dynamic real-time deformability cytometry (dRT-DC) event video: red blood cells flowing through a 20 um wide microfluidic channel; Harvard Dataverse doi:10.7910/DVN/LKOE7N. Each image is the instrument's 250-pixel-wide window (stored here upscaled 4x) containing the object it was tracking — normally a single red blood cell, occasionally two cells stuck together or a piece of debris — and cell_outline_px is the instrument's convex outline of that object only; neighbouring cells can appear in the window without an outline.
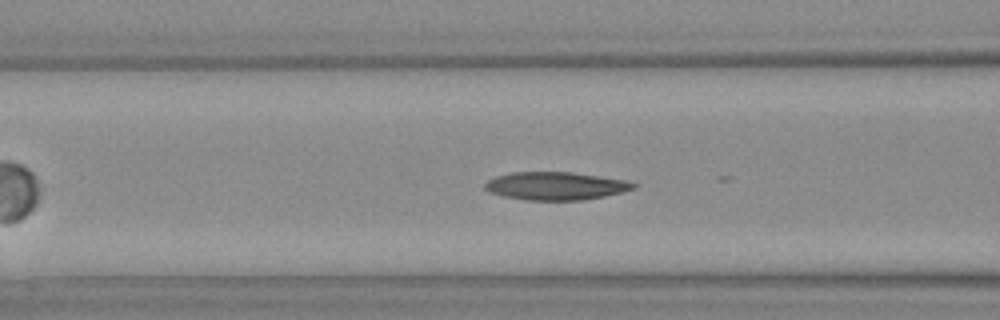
{"species": "Egyptian fruit bat (a non-hibernating species)", "species_latin": "Rousettus aegyptiacus", "temperature_condition": "warm", "stored_images_in_passage": 25, "camera_frame_rate_fps": 3000, "um_per_image_px": 0.085, "animal": {"sex": "female"}, "frame": {"image": 1, "passage_image": 7, "time_ms": 2.0, "image_size_px": [1000, 320], "cell_outline_px": [[636, 188], [604, 196], [584, 200], [528, 200], [504, 196], [488, 192], [484, 188], [484, 184], [488, 180], [496, 176], [512, 172], [572, 172], [624, 180], [636, 184]], "centroid_in_image_um": [47.19, 15.8], "position_along_channel_um": 119.4, "area_um2": 24.04}}
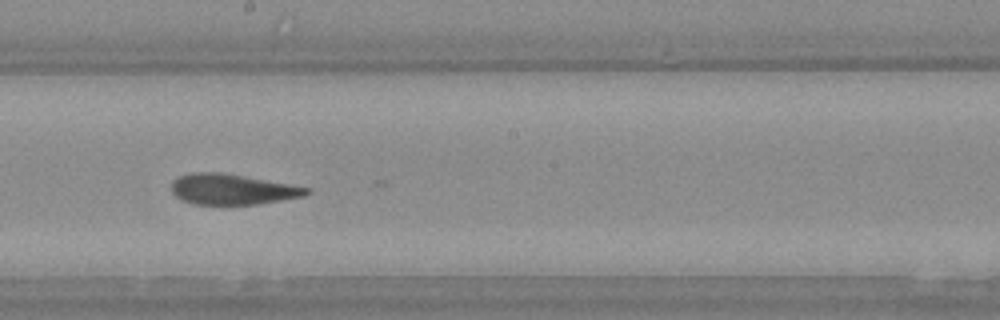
{"frame": {"image": 2, "passage_image": 13, "time_ms": 4.0, "image_size_px": [1000, 320], "cell_outline_px": [[312, 192], [304, 196], [256, 204], [192, 204], [176, 196], [172, 192], [172, 180], [180, 176], [192, 172], [224, 172], [312, 188]], "centroid_in_image_um": [19.76, 16.08], "position_along_channel_um": 228.4, "area_um2": 24.04}}